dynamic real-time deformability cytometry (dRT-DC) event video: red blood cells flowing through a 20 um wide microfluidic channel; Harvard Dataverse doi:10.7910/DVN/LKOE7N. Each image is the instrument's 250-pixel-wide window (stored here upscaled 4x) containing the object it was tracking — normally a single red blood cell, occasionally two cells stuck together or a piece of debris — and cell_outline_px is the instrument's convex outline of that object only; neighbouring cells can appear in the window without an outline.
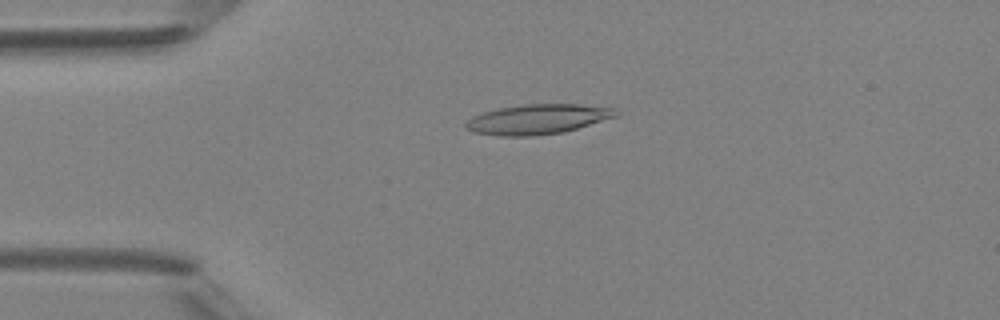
{"species": "Egyptian fruit bat (a non-hibernating species)", "species_latin": "Rousettus aegyptiacus", "temperature_condition": "room temperature", "stored_images_in_passage": 4, "camera_frame_rate_fps": 3000, "um_per_image_px": 0.085, "animal": {"sex": "female"}, "frame": {"image": 1, "passage_image": 3, "time_ms": 3.0, "image_size_px": [1000, 320], "cell_outline_px": [[616, 116], [564, 132], [532, 136], [500, 136], [472, 132], [464, 128], [464, 124], [472, 116], [484, 112], [500, 108], [524, 104], [580, 104], [616, 108]], "centroid_in_image_um": [45.65, 10.14], "position_along_channel_um": 39.3, "area_um2": 26.07}}